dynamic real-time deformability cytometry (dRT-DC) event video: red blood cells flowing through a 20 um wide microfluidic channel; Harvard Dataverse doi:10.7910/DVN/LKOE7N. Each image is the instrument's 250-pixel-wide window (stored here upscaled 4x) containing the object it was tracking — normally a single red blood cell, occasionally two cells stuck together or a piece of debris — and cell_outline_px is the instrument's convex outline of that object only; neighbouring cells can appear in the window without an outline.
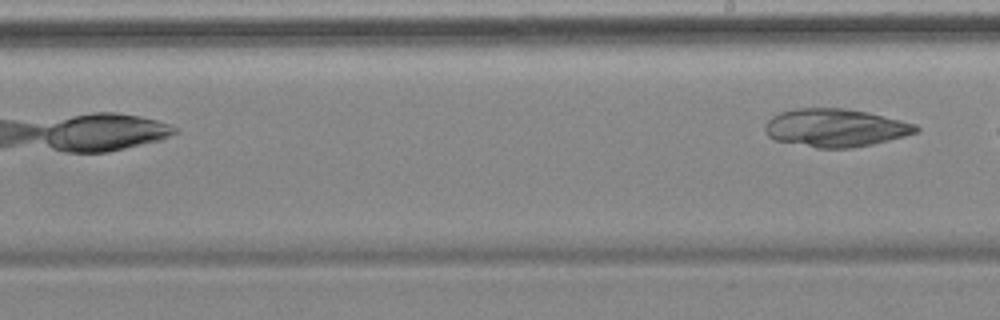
{"species": "common noctule bat (a hibernating species)", "species_latin": "Nyctalus noctula", "temperature_condition": "cold", "stored_images_in_passage": 9, "camera_frame_rate_fps": 3000, "um_per_image_px": 0.085, "animal": {"sex": "female", "body_mass_g": 18.4}, "frame": {"image": 1, "passage_image": 9, "time_ms": 10.333, "image_size_px": [1000, 320], "cell_outline_px": [[920, 128], [916, 132], [904, 136], [872, 144], [852, 148], [816, 148], [776, 140], [768, 136], [764, 128], [764, 124], [772, 116], [780, 112], [796, 108], [844, 108], [868, 112], [916, 124]], "centroid_in_image_um": [70.98, 10.86], "position_along_channel_um": 218.0, "area_um2": 33.41}}